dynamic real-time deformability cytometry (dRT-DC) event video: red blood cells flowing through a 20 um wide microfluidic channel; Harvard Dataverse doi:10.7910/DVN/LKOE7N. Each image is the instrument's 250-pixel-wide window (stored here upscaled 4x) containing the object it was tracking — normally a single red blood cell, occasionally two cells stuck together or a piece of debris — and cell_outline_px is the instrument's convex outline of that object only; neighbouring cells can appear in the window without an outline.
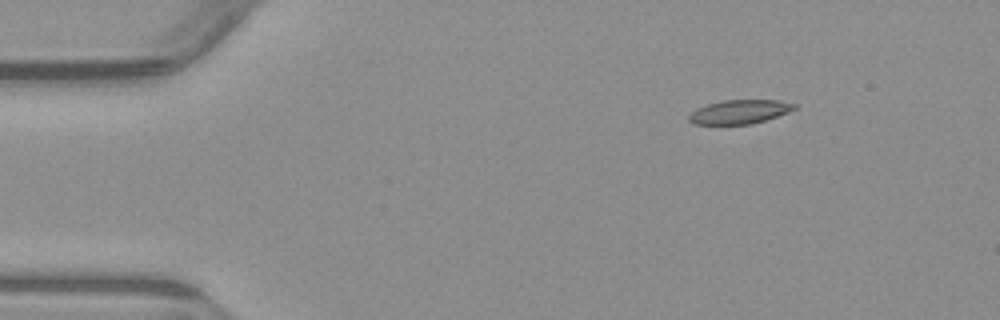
{"species": "common noctule bat (a hibernating species)", "species_latin": "Nyctalus noctula", "temperature_condition": "warm", "stored_images_in_passage": 3, "camera_frame_rate_fps": 3000, "um_per_image_px": 0.085, "animal": {"sex": "male", "body_mass_g": 23.1, "forearm_length_mm": 52.7}, "frame": {"image": 1, "passage_image": 1, "time_ms": 0.0, "image_size_px": [1000, 320], "cell_outline_px": [[796, 108], [788, 112], [764, 120], [748, 124], [692, 124], [688, 120], [688, 116], [696, 108], [708, 104], [724, 100], [780, 100], [796, 104]], "centroid_in_image_um": [62.84, 9.5], "position_along_channel_um": 22.2, "area_um2": 14.57}}